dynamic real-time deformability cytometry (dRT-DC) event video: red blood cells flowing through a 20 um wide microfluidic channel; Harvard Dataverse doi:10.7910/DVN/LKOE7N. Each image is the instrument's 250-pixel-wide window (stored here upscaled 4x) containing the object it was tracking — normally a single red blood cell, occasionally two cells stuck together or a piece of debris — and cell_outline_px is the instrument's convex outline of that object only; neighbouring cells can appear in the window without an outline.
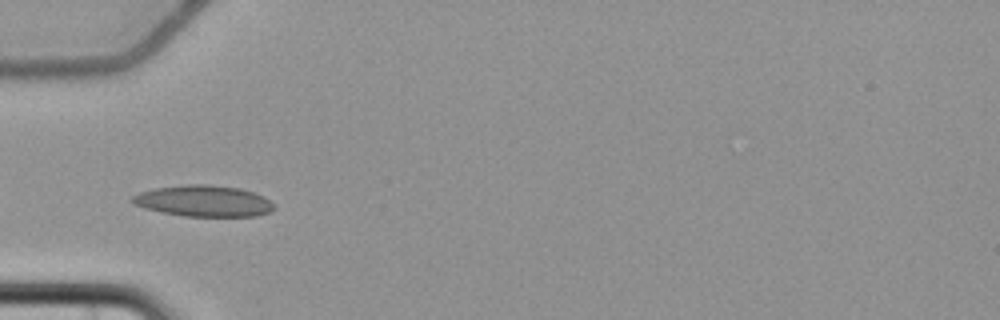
{"species": "common noctule bat (a hibernating species)", "species_latin": "Nyctalus noctula", "temperature_condition": "cold", "stored_images_in_passage": 6, "camera_frame_rate_fps": 3000, "um_per_image_px": 0.085, "animal": {"sex": "female", "body_mass_g": 22.7, "forearm_length_mm": 54.2}, "frame": {"image": 1, "passage_image": 6, "time_ms": 6.0, "image_size_px": [1000, 320], "cell_outline_px": [[276, 208], [268, 212], [256, 216], [184, 216], [160, 212], [144, 208], [128, 200], [132, 196], [140, 192], [156, 188], [188, 184], [208, 184], [240, 188], [264, 196]], "centroid_in_image_um": [17.28, 17.08], "position_along_channel_um": 67.7, "area_um2": 25.72}}